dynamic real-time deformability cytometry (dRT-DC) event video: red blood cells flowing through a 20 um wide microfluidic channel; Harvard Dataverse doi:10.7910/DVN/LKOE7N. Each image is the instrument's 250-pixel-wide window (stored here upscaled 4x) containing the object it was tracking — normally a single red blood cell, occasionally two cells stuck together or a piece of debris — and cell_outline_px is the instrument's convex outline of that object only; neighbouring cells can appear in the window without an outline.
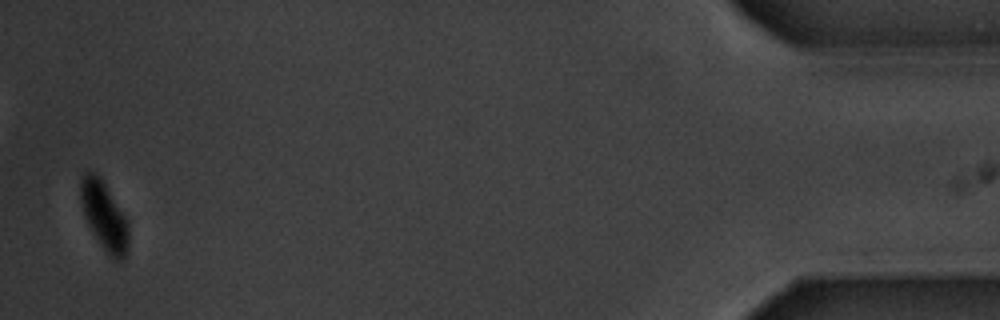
{"species": "common noctule bat (a hibernating species)", "species_latin": "Nyctalus noctula", "temperature_condition": "warm", "stored_images_in_passage": 16, "camera_frame_rate_fps": 3000, "um_per_image_px": 0.085, "animal": {"sex": "male", "body_mass_g": 20.1, "forearm_length_mm": 53.5}, "frame": {"image": 1, "passage_image": 16, "time_ms": 19.333, "image_size_px": [1000, 320], "cell_outline_px": [[128, 248], [124, 256], [120, 260], [116, 260], [108, 256], [92, 232], [84, 216], [80, 200], [80, 180], [84, 172], [96, 172], [100, 176], [128, 220]], "centroid_in_image_um": [8.84, 18.33], "position_along_channel_um": 426.4, "area_um2": 19.25}, "authors_computed_cell_mechanics": {"area_um2": 24.0737, "velocity_mm_per_s": 3.4872, "shape_relaxation_time_tau1_ms": 1.8056, "shape_relaxation_time_tau2_ms": null, "deformation_change_tau1": 0.0632, "deformation_change_tau2": null}}